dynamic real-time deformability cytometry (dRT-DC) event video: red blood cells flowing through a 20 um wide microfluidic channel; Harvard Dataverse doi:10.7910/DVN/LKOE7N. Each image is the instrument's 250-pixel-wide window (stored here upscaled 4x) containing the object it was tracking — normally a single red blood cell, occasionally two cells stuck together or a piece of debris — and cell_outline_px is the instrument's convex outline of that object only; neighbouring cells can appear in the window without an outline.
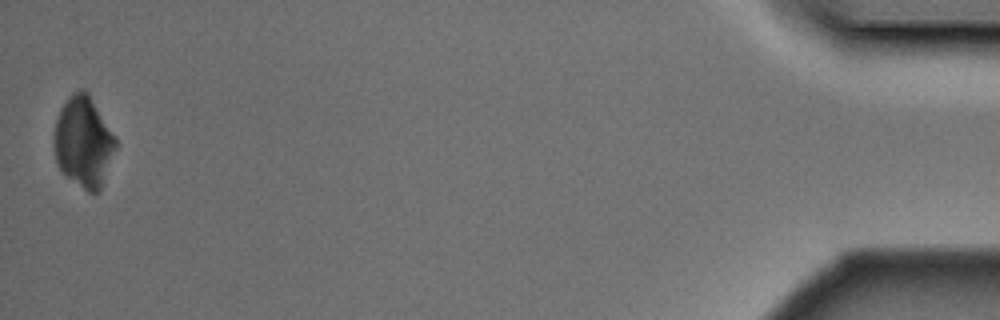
{"species": "Egyptian fruit bat (a non-hibernating species)", "species_latin": "Rousettus aegyptiacus", "temperature_condition": "cold", "stored_images_in_passage": 35, "camera_frame_rate_fps": 3000, "um_per_image_px": 0.085, "animal": {"sex": "male"}, "frame": {"image": 1, "passage_image": 35, "time_ms": 11.333, "image_size_px": [1000, 320], "cell_outline_px": [[116, 148], [100, 188], [96, 192], [88, 192], [64, 176], [56, 160], [52, 140], [56, 120], [60, 108], [68, 96], [72, 92], [84, 88], [88, 92], [116, 136]], "centroid_in_image_um": [7.07, 12.03], "position_along_channel_um": 428.1, "area_um2": 32.83}}